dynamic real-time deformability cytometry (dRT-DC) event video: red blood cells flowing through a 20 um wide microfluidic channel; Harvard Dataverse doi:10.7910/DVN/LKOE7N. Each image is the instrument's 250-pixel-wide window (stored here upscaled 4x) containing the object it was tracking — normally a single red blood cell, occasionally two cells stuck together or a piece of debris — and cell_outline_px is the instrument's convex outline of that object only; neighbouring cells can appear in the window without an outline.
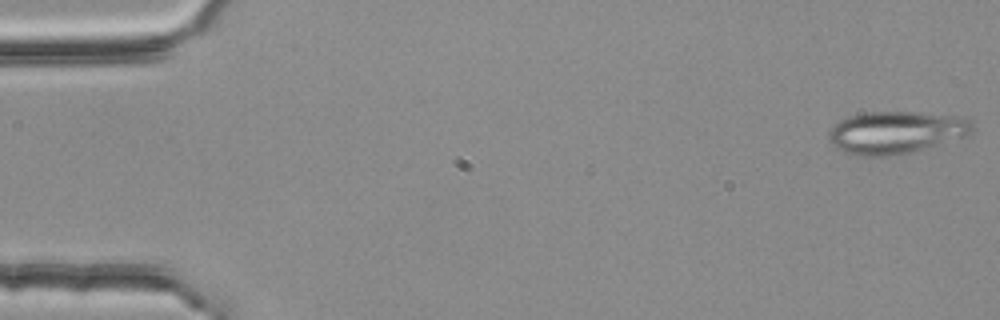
{"species": "common noctule bat (a hibernating species)", "species_latin": "Nyctalus noctula", "temperature_condition": "room temperature", "stored_images_in_passage": 13, "camera_frame_rate_fps": 3000, "um_per_image_px": 0.085, "animal": {"sex": "female", "body_mass_g": 25.1}, "frame": {"image": 1, "passage_image": 1, "time_ms": 0.0, "image_size_px": [1000, 320], "cell_outline_px": [[976, 132], [968, 136], [908, 152], [888, 156], [856, 156], [844, 152], [836, 148], [828, 140], [828, 132], [840, 120], [848, 116], [864, 112], [912, 112], [972, 120], [976, 128]], "centroid_in_image_um": [76.12, 11.27], "position_along_channel_um": 8.9, "area_um2": 35.2}}